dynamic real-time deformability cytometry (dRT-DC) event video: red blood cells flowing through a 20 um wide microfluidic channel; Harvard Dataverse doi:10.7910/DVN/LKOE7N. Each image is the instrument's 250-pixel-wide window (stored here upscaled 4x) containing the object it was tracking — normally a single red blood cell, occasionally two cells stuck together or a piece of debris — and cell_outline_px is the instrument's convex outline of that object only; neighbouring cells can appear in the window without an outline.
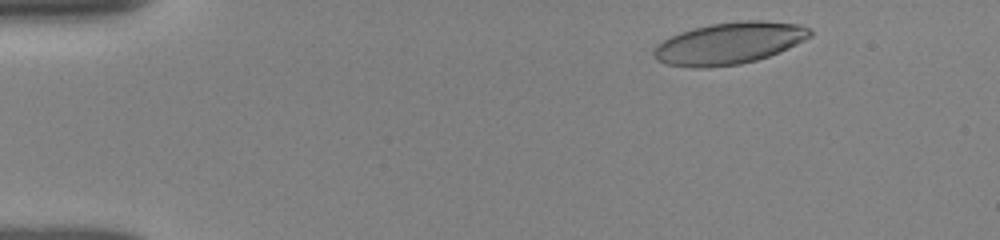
{"species": "human", "species_latin": "Homo sapiens", "temperature_condition": "room temperature", "stored_images_in_passage": 5, "camera_frame_rate_fps": 3000, "um_per_image_px": 0.085, "donor": {"sex": "female"}, "frame": {"image": 1, "passage_image": 2, "time_ms": 1.0, "image_size_px": [1000, 240], "cell_outline_px": [[812, 36], [788, 48], [768, 56], [756, 60], [740, 64], [708, 68], [692, 68], [668, 64], [656, 60], [652, 52], [656, 44], [680, 32], [692, 28], [708, 24], [744, 20], [764, 20], [800, 24], [808, 28], [812, 32]], "centroid_in_image_um": [61.97, 3.67], "position_along_channel_um": 23.0, "area_um2": 38.26}}
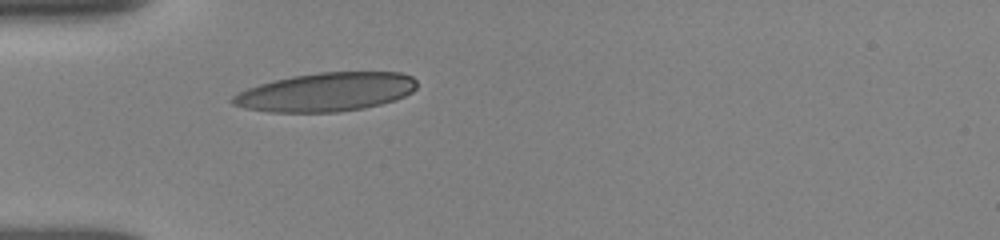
{"frame": {"image": 2, "passage_image": 5, "time_ms": 4.0, "image_size_px": [1000, 240], "cell_outline_px": [[416, 88], [412, 92], [396, 100], [364, 108], [340, 112], [268, 112], [244, 108], [232, 104], [228, 100], [232, 96], [248, 88], [260, 84], [292, 76], [320, 72], [400, 72], [412, 76], [416, 80]], "centroid_in_image_um": [27.72, 7.83], "position_along_channel_um": 57.3, "area_um2": 41.62}}